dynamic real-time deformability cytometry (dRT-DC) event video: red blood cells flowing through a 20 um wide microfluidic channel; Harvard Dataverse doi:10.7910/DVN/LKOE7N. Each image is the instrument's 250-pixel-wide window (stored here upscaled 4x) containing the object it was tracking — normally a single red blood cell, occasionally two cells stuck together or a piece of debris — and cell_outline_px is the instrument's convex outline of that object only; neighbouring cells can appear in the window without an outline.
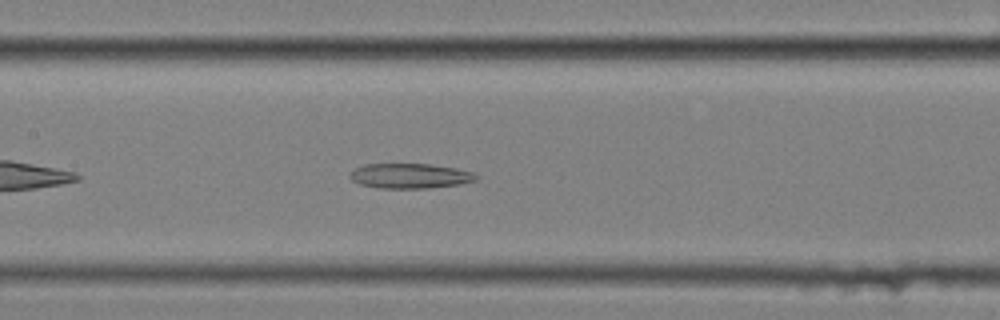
{"species": "common noctule bat (a hibernating species)", "species_latin": "Nyctalus noctula", "temperature_condition": "cold", "stored_images_in_passage": 44, "camera_frame_rate_fps": 3000, "um_per_image_px": 0.085, "animal": {"sex": "female", "body_mass_g": 25.1}, "frame": {"image": 1, "passage_image": 13, "time_ms": 4.0, "image_size_px": [1000, 320], "cell_outline_px": [[480, 176], [476, 180], [456, 184], [428, 188], [380, 188], [360, 184], [352, 180], [348, 176], [356, 168], [364, 164], [428, 164], [456, 168], [472, 172]], "centroid_in_image_um": [34.84, 14.95], "position_along_channel_um": 172.6, "area_um2": 18.15}}
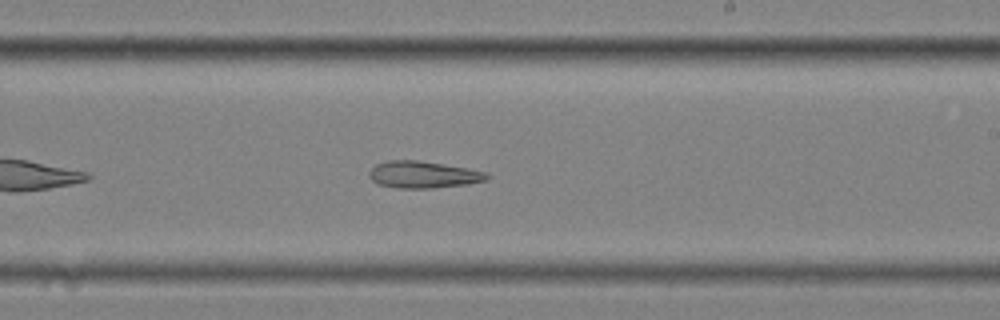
{"frame": {"image": 2, "passage_image": 20, "time_ms": 6.333, "image_size_px": [1000, 320], "cell_outline_px": [[492, 176], [488, 180], [468, 184], [432, 188], [396, 188], [376, 184], [368, 176], [368, 172], [376, 164], [388, 160], [416, 160], [488, 172]], "centroid_in_image_um": [35.96, 14.85], "position_along_channel_um": 253.0, "area_um2": 18.5}}
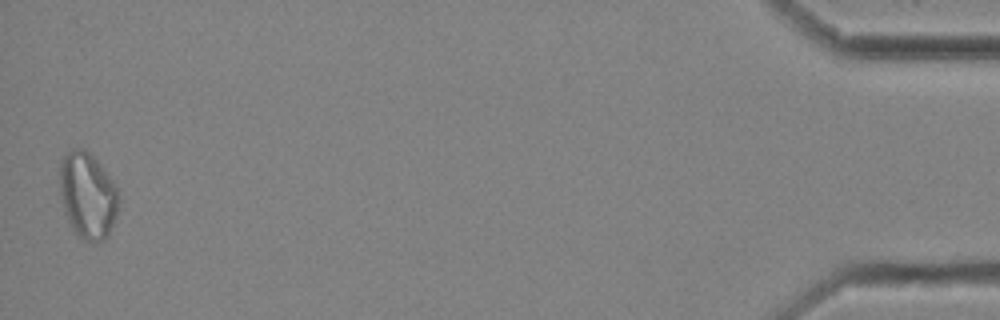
{"frame": {"image": 3, "passage_image": 43, "time_ms": 14.0, "image_size_px": [1000, 320], "cell_outline_px": [[120, 200], [116, 216], [108, 236], [104, 240], [80, 240], [72, 232], [64, 212], [60, 192], [60, 160], [68, 152], [76, 148], [84, 148], [96, 160], [112, 180], [120, 196]], "centroid_in_image_um": [7.44, 16.65], "position_along_channel_um": 427.8, "area_um2": 29.77}}